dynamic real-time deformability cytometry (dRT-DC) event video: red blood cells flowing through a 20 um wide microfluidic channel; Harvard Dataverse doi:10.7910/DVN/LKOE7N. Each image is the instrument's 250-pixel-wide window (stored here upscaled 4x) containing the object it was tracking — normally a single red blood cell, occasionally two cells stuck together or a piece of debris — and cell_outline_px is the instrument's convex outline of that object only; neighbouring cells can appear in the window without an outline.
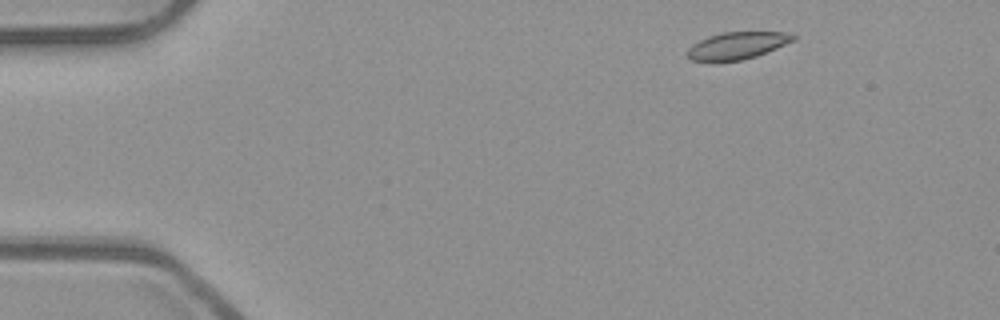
{"species": "common noctule bat (a hibernating species)", "species_latin": "Nyctalus noctula", "temperature_condition": "room temperature", "stored_images_in_passage": 48, "camera_frame_rate_fps": 3000, "um_per_image_px": 0.085, "animal": {"sex": "male", "body_mass_g": 23.1, "forearm_length_mm": 52.7}, "frame": {"image": 1, "passage_image": 3, "time_ms": 0.667, "image_size_px": [1000, 320], "cell_outline_px": [[796, 40], [756, 56], [740, 60], [692, 60], [688, 56], [688, 48], [692, 44], [708, 36], [724, 32], [792, 32], [796, 36]], "centroid_in_image_um": [62.72, 3.84], "position_along_channel_um": 22.3, "area_um2": 16.47}}
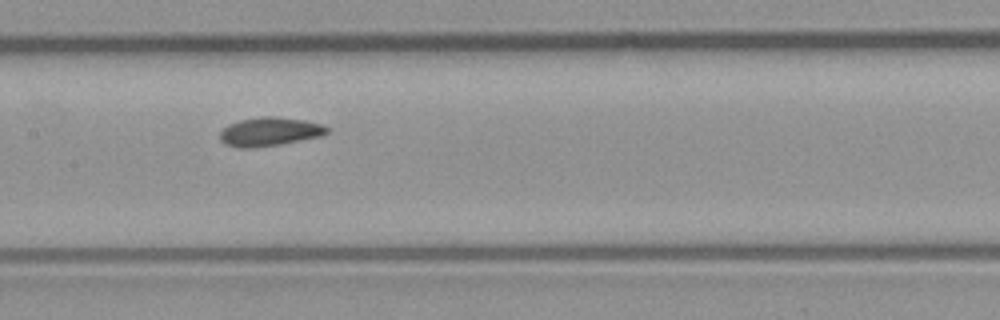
{"frame": {"image": 2, "passage_image": 22, "time_ms": 7.0, "image_size_px": [1000, 320], "cell_outline_px": [[328, 132], [320, 136], [280, 144], [248, 148], [240, 148], [228, 144], [220, 140], [220, 132], [228, 124], [240, 120], [260, 116], [272, 116], [304, 120], [320, 124], [328, 128]], "centroid_in_image_um": [22.89, 11.18], "position_along_channel_um": 184.5, "area_um2": 17.63}}
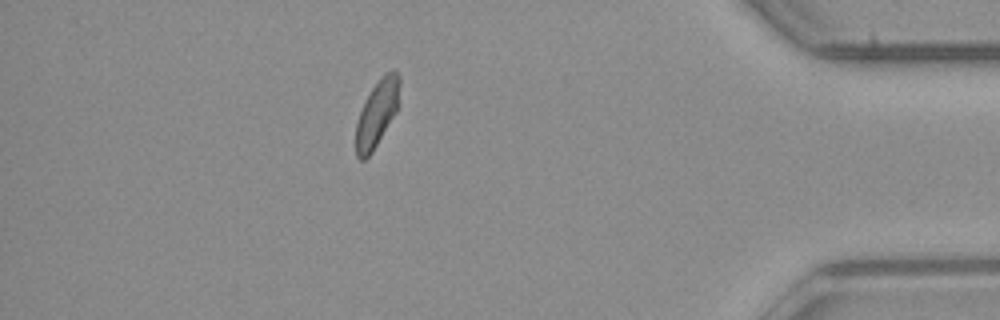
{"frame": {"image": 3, "passage_image": 42, "time_ms": 13.667, "image_size_px": [1000, 320], "cell_outline_px": [[400, 84], [396, 112], [372, 152], [364, 160], [360, 160], [356, 156], [356, 124], [364, 100], [372, 88], [392, 68], [400, 76]], "centroid_in_image_um": [32.03, 9.66], "position_along_channel_um": 403.2, "area_um2": 16.59}, "authors_computed_cell_mechanics": {"area_um2": 17.5423, "velocity_mm_per_s": 3.9517, "shape_relaxation_time_tau1_ms": 6.1835, "shape_relaxation_time_tau2_ms": 4.0051, "deformation_change_tau1": 0.1126, "deformation_change_tau2": 0.0798}}